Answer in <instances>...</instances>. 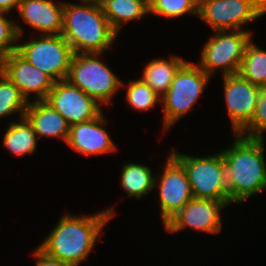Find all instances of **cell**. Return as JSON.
<instances>
[{"label":"cell","mask_w":266,"mask_h":266,"mask_svg":"<svg viewBox=\"0 0 266 266\" xmlns=\"http://www.w3.org/2000/svg\"><path fill=\"white\" fill-rule=\"evenodd\" d=\"M64 6L60 0H21L15 13L35 35H62Z\"/></svg>","instance_id":"2e32d148"},{"label":"cell","mask_w":266,"mask_h":266,"mask_svg":"<svg viewBox=\"0 0 266 266\" xmlns=\"http://www.w3.org/2000/svg\"><path fill=\"white\" fill-rule=\"evenodd\" d=\"M102 56L103 53H75L66 80L108 107L121 90L122 80L101 60Z\"/></svg>","instance_id":"5b68a950"},{"label":"cell","mask_w":266,"mask_h":266,"mask_svg":"<svg viewBox=\"0 0 266 266\" xmlns=\"http://www.w3.org/2000/svg\"><path fill=\"white\" fill-rule=\"evenodd\" d=\"M232 145L220 150L223 155L229 202L243 204L266 191L265 139L232 134Z\"/></svg>","instance_id":"7a4b0ae2"},{"label":"cell","mask_w":266,"mask_h":266,"mask_svg":"<svg viewBox=\"0 0 266 266\" xmlns=\"http://www.w3.org/2000/svg\"><path fill=\"white\" fill-rule=\"evenodd\" d=\"M253 35L248 28L212 32L199 51V63L196 64L212 78L216 71H221L222 76L238 73L246 45Z\"/></svg>","instance_id":"52a82bcc"},{"label":"cell","mask_w":266,"mask_h":266,"mask_svg":"<svg viewBox=\"0 0 266 266\" xmlns=\"http://www.w3.org/2000/svg\"><path fill=\"white\" fill-rule=\"evenodd\" d=\"M24 117L32 125L38 139L54 137L66 143L70 124L45 100L29 102Z\"/></svg>","instance_id":"e0dca14e"},{"label":"cell","mask_w":266,"mask_h":266,"mask_svg":"<svg viewBox=\"0 0 266 266\" xmlns=\"http://www.w3.org/2000/svg\"><path fill=\"white\" fill-rule=\"evenodd\" d=\"M27 106L28 102L18 87L0 71V119L14 114L20 119L24 117Z\"/></svg>","instance_id":"cb8c5ba5"},{"label":"cell","mask_w":266,"mask_h":266,"mask_svg":"<svg viewBox=\"0 0 266 266\" xmlns=\"http://www.w3.org/2000/svg\"><path fill=\"white\" fill-rule=\"evenodd\" d=\"M115 210L110 206L91 215L79 216L66 209L38 247L53 258L80 266L95 250L106 225L117 215Z\"/></svg>","instance_id":"6da1fadb"},{"label":"cell","mask_w":266,"mask_h":266,"mask_svg":"<svg viewBox=\"0 0 266 266\" xmlns=\"http://www.w3.org/2000/svg\"><path fill=\"white\" fill-rule=\"evenodd\" d=\"M33 255V256H32ZM31 257L35 259V266H71L65 262L53 258L42 251L38 246L32 251Z\"/></svg>","instance_id":"83f0119b"},{"label":"cell","mask_w":266,"mask_h":266,"mask_svg":"<svg viewBox=\"0 0 266 266\" xmlns=\"http://www.w3.org/2000/svg\"><path fill=\"white\" fill-rule=\"evenodd\" d=\"M253 38L245 48L244 57L241 62L239 74L261 88L266 87V50L253 43Z\"/></svg>","instance_id":"7402d4cb"},{"label":"cell","mask_w":266,"mask_h":266,"mask_svg":"<svg viewBox=\"0 0 266 266\" xmlns=\"http://www.w3.org/2000/svg\"><path fill=\"white\" fill-rule=\"evenodd\" d=\"M121 167L120 185L127 198L140 200L154 192L156 172L150 166L139 162H123Z\"/></svg>","instance_id":"d6986e66"},{"label":"cell","mask_w":266,"mask_h":266,"mask_svg":"<svg viewBox=\"0 0 266 266\" xmlns=\"http://www.w3.org/2000/svg\"><path fill=\"white\" fill-rule=\"evenodd\" d=\"M0 71L18 87L28 103L46 100L53 88L54 81L17 51L0 60Z\"/></svg>","instance_id":"5bb4252c"},{"label":"cell","mask_w":266,"mask_h":266,"mask_svg":"<svg viewBox=\"0 0 266 266\" xmlns=\"http://www.w3.org/2000/svg\"><path fill=\"white\" fill-rule=\"evenodd\" d=\"M222 77L230 128L233 134H239L253 118L261 87L253 85L239 73Z\"/></svg>","instance_id":"7c38bea8"},{"label":"cell","mask_w":266,"mask_h":266,"mask_svg":"<svg viewBox=\"0 0 266 266\" xmlns=\"http://www.w3.org/2000/svg\"><path fill=\"white\" fill-rule=\"evenodd\" d=\"M89 1L90 3H93L96 6L102 7L104 4H106L110 0H86Z\"/></svg>","instance_id":"f546056e"},{"label":"cell","mask_w":266,"mask_h":266,"mask_svg":"<svg viewBox=\"0 0 266 266\" xmlns=\"http://www.w3.org/2000/svg\"><path fill=\"white\" fill-rule=\"evenodd\" d=\"M67 122H87L103 112V106L68 80L54 82L46 100Z\"/></svg>","instance_id":"4fadbf2b"},{"label":"cell","mask_w":266,"mask_h":266,"mask_svg":"<svg viewBox=\"0 0 266 266\" xmlns=\"http://www.w3.org/2000/svg\"><path fill=\"white\" fill-rule=\"evenodd\" d=\"M157 0H141V2L149 9L154 5Z\"/></svg>","instance_id":"4dcf8cb0"},{"label":"cell","mask_w":266,"mask_h":266,"mask_svg":"<svg viewBox=\"0 0 266 266\" xmlns=\"http://www.w3.org/2000/svg\"><path fill=\"white\" fill-rule=\"evenodd\" d=\"M125 86V88H124ZM126 90L125 99L126 104L130 106L131 109L137 112H149L158 103L161 104V97L140 77L138 79H130L128 83L121 82V90Z\"/></svg>","instance_id":"603a6c76"},{"label":"cell","mask_w":266,"mask_h":266,"mask_svg":"<svg viewBox=\"0 0 266 266\" xmlns=\"http://www.w3.org/2000/svg\"><path fill=\"white\" fill-rule=\"evenodd\" d=\"M186 61L173 53L168 58L155 57L145 64L140 78L162 98L168 91L175 74Z\"/></svg>","instance_id":"ac0fdd59"},{"label":"cell","mask_w":266,"mask_h":266,"mask_svg":"<svg viewBox=\"0 0 266 266\" xmlns=\"http://www.w3.org/2000/svg\"><path fill=\"white\" fill-rule=\"evenodd\" d=\"M79 2V3H78ZM65 1L62 35L75 53H106L112 50L118 34L103 9L86 0Z\"/></svg>","instance_id":"3957f363"},{"label":"cell","mask_w":266,"mask_h":266,"mask_svg":"<svg viewBox=\"0 0 266 266\" xmlns=\"http://www.w3.org/2000/svg\"><path fill=\"white\" fill-rule=\"evenodd\" d=\"M231 206L229 201L192 198L163 227L169 234L180 233L185 229L217 235L222 232L223 217L221 211ZM196 230V231H195Z\"/></svg>","instance_id":"8fae6325"},{"label":"cell","mask_w":266,"mask_h":266,"mask_svg":"<svg viewBox=\"0 0 266 266\" xmlns=\"http://www.w3.org/2000/svg\"><path fill=\"white\" fill-rule=\"evenodd\" d=\"M9 13L0 12V60L13 51H17L18 36H25V28ZM24 28V29H23Z\"/></svg>","instance_id":"484cf974"},{"label":"cell","mask_w":266,"mask_h":266,"mask_svg":"<svg viewBox=\"0 0 266 266\" xmlns=\"http://www.w3.org/2000/svg\"><path fill=\"white\" fill-rule=\"evenodd\" d=\"M266 87L261 88L255 113L251 122L239 133V135L251 139H266Z\"/></svg>","instance_id":"4316f807"},{"label":"cell","mask_w":266,"mask_h":266,"mask_svg":"<svg viewBox=\"0 0 266 266\" xmlns=\"http://www.w3.org/2000/svg\"><path fill=\"white\" fill-rule=\"evenodd\" d=\"M21 0H0V12L12 13L17 10Z\"/></svg>","instance_id":"f1b7e54d"},{"label":"cell","mask_w":266,"mask_h":266,"mask_svg":"<svg viewBox=\"0 0 266 266\" xmlns=\"http://www.w3.org/2000/svg\"><path fill=\"white\" fill-rule=\"evenodd\" d=\"M266 15V0H205L198 18L213 32L243 30V26Z\"/></svg>","instance_id":"9c48e42d"},{"label":"cell","mask_w":266,"mask_h":266,"mask_svg":"<svg viewBox=\"0 0 266 266\" xmlns=\"http://www.w3.org/2000/svg\"><path fill=\"white\" fill-rule=\"evenodd\" d=\"M7 123L9 124L2 135V146L14 156L26 157L34 155L39 140L29 121L22 117Z\"/></svg>","instance_id":"ffe728a7"},{"label":"cell","mask_w":266,"mask_h":266,"mask_svg":"<svg viewBox=\"0 0 266 266\" xmlns=\"http://www.w3.org/2000/svg\"><path fill=\"white\" fill-rule=\"evenodd\" d=\"M18 36L17 52L29 63L47 74L54 82L64 80L74 55L63 35H38L24 39ZM26 41H23V40Z\"/></svg>","instance_id":"ba28073f"},{"label":"cell","mask_w":266,"mask_h":266,"mask_svg":"<svg viewBox=\"0 0 266 266\" xmlns=\"http://www.w3.org/2000/svg\"><path fill=\"white\" fill-rule=\"evenodd\" d=\"M198 4L195 0H157L149 9V15L168 19H179L183 16L198 18Z\"/></svg>","instance_id":"d4e9b609"},{"label":"cell","mask_w":266,"mask_h":266,"mask_svg":"<svg viewBox=\"0 0 266 266\" xmlns=\"http://www.w3.org/2000/svg\"><path fill=\"white\" fill-rule=\"evenodd\" d=\"M167 155L154 181V189L159 192L157 201L163 226L193 198L183 166L170 153Z\"/></svg>","instance_id":"30bf717a"},{"label":"cell","mask_w":266,"mask_h":266,"mask_svg":"<svg viewBox=\"0 0 266 266\" xmlns=\"http://www.w3.org/2000/svg\"><path fill=\"white\" fill-rule=\"evenodd\" d=\"M102 112L98 117L70 125L66 145L77 154L100 156L117 152L118 146L106 129L108 117Z\"/></svg>","instance_id":"9a60e30c"},{"label":"cell","mask_w":266,"mask_h":266,"mask_svg":"<svg viewBox=\"0 0 266 266\" xmlns=\"http://www.w3.org/2000/svg\"><path fill=\"white\" fill-rule=\"evenodd\" d=\"M102 9L110 26L118 35L127 23L149 16V8L141 0H110Z\"/></svg>","instance_id":"44dd1931"},{"label":"cell","mask_w":266,"mask_h":266,"mask_svg":"<svg viewBox=\"0 0 266 266\" xmlns=\"http://www.w3.org/2000/svg\"><path fill=\"white\" fill-rule=\"evenodd\" d=\"M211 78L194 62L186 61L180 67L168 91L161 98L164 134L170 132L171 128L194 109L199 98L204 96Z\"/></svg>","instance_id":"277c9868"},{"label":"cell","mask_w":266,"mask_h":266,"mask_svg":"<svg viewBox=\"0 0 266 266\" xmlns=\"http://www.w3.org/2000/svg\"><path fill=\"white\" fill-rule=\"evenodd\" d=\"M174 149V150H173ZM169 153L183 166L194 198L229 201L222 152L193 156L170 148Z\"/></svg>","instance_id":"8992f818"},{"label":"cell","mask_w":266,"mask_h":266,"mask_svg":"<svg viewBox=\"0 0 266 266\" xmlns=\"http://www.w3.org/2000/svg\"><path fill=\"white\" fill-rule=\"evenodd\" d=\"M196 1V3L199 5V4H201L202 2H204L205 0H195Z\"/></svg>","instance_id":"1f68e13d"}]
</instances>
